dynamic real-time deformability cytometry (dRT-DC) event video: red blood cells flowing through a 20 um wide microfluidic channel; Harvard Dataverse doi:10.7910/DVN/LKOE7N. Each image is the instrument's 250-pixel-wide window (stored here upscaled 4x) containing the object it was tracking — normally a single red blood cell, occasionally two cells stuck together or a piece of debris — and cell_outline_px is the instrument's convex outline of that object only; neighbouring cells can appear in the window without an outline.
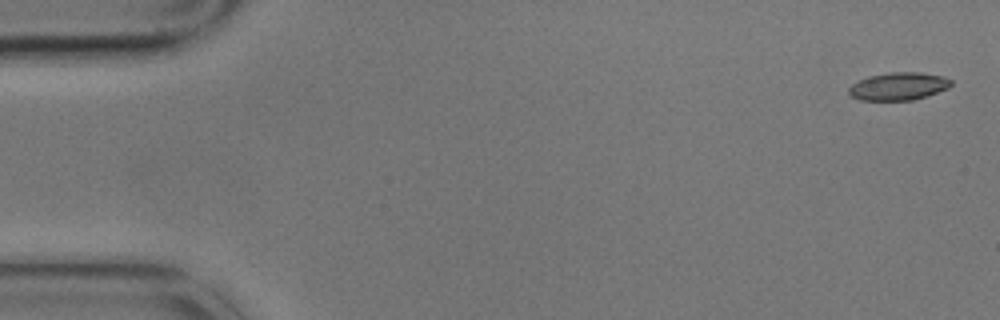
{"species": "common noctule bat (a hibernating species)", "species_latin": "Nyctalus noctula", "temperature_condition": "cold", "stored_images_in_passage": 6, "camera_frame_rate_fps": 3000, "um_per_image_px": 0.085, "animal": {"sex": "male", "body_mass_g": 17.9}, "frame": {"image": 1, "passage_image": 1, "time_ms": 0.0, "image_size_px": [1000, 320], "cell_outline_px": [[952, 84], [948, 88], [912, 100], [860, 100], [852, 96], [848, 92], [848, 88], [852, 84], [868, 76], [888, 72], [920, 72], [944, 76], [952, 80]], "centroid_in_image_um": [76.37, 7.32], "position_along_channel_um": 8.6, "area_um2": 16.47}}
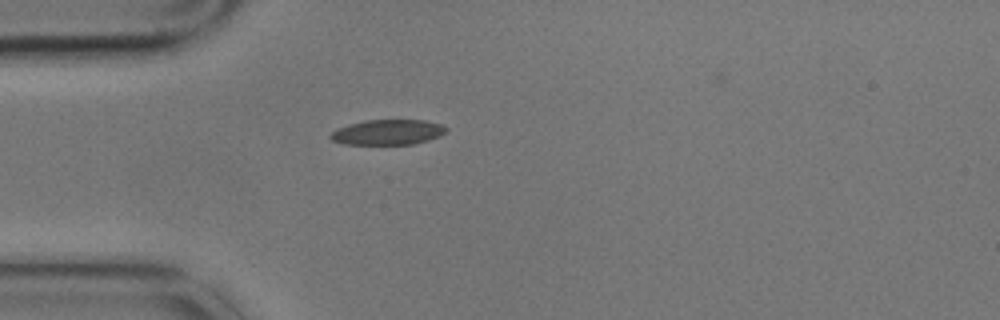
{"frame": {"image": 2, "passage_image": 5, "time_ms": 1.333, "image_size_px": [1000, 320], "cell_outline_px": [[448, 128], [440, 136], [428, 140], [412, 144], [344, 144], [332, 140], [328, 136], [332, 132], [348, 124], [364, 120], [424, 120], [440, 124]], "centroid_in_image_um": [32.95, 11.23], "position_along_channel_um": 52.0, "area_um2": 16.88}}